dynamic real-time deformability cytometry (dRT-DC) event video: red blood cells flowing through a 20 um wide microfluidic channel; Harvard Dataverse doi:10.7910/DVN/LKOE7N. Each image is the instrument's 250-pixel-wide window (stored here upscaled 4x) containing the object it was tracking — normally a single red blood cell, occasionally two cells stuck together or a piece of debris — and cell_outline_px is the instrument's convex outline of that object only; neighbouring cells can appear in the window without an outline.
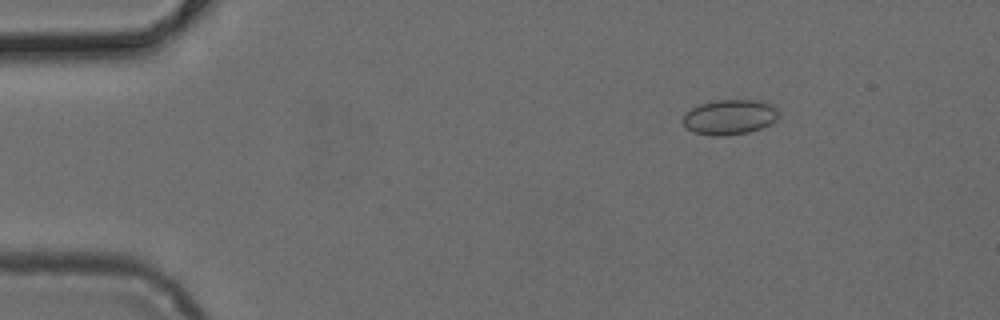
{"species": "common noctule bat (a hibernating species)", "species_latin": "Nyctalus noctula", "temperature_condition": "cold", "stored_images_in_passage": 49, "camera_frame_rate_fps": 3000, "um_per_image_px": 0.085, "animal": {"sex": "female", "body_mass_g": 24.6, "forearm_length_mm": 56.2}, "frame": {"image": 1, "passage_image": 7, "time_ms": 2.0, "image_size_px": [1000, 320], "cell_outline_px": [[780, 116], [776, 120], [760, 128], [748, 132], [720, 136], [712, 136], [692, 132], [684, 124], [684, 116], [692, 108], [700, 104], [716, 100], [760, 100], [772, 104], [780, 112]], "centroid_in_image_um": [62.06, 9.94], "position_along_channel_um": 22.9, "area_um2": 19.48}}
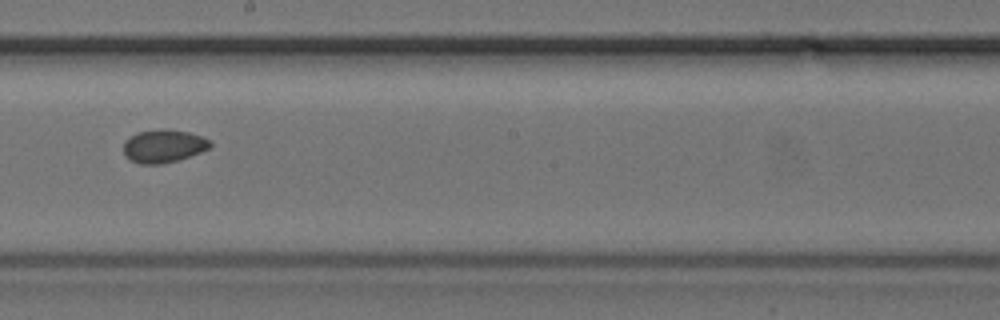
{"frame": {"image": 2, "passage_image": 28, "time_ms": 9.0, "image_size_px": [1000, 320], "cell_outline_px": [[212, 144], [208, 148], [200, 152], [180, 160], [160, 164], [140, 164], [128, 160], [124, 156], [124, 140], [140, 132], [188, 132], [200, 136], [208, 140]], "centroid_in_image_um": [13.86, 12.49], "position_along_channel_um": 234.3, "area_um2": 15.95}}
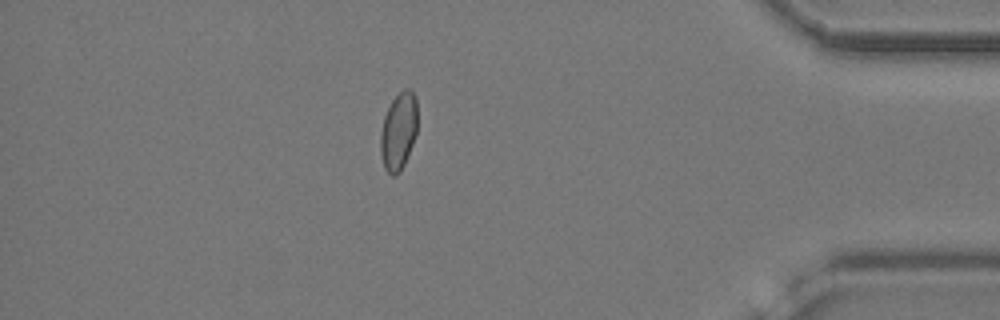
{"frame": {"image": 3, "passage_image": 43, "time_ms": 14.0, "image_size_px": [1000, 320], "cell_outline_px": [[416, 132], [412, 144], [404, 164], [400, 172], [396, 176], [392, 176], [384, 168], [380, 152], [380, 132], [384, 116], [392, 100], [404, 88], [408, 88], [416, 96]], "centroid_in_image_um": [33.85, 11.17], "position_along_channel_um": 401.3, "area_um2": 16.59}}